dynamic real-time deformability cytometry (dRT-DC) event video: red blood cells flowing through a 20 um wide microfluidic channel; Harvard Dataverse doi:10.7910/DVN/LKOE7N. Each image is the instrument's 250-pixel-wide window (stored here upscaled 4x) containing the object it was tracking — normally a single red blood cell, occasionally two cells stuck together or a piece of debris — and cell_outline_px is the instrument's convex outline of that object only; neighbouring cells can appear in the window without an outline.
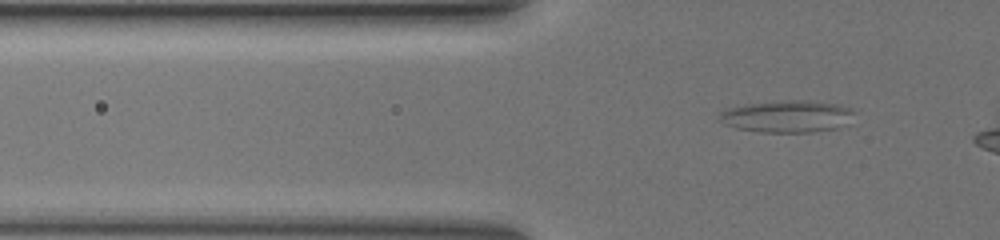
{"species": "common noctule bat (a hibernating species)", "species_latin": "Nyctalus noctula", "temperature_condition": "warm", "stored_images_in_passage": 39, "segment_of_instrument_passage": [1, 2], "camera_frame_rate_fps": 3000, "um_per_image_px": 0.085, "animal": {"sex": "female", "body_mass_g": 19.5, "forearm_length_mm": 54.1}, "frame": {"image": 1, "passage_image": 8, "time_ms": 2.333, "image_size_px": [1000, 240], "cell_outline_px": [[856, 112], [848, 124], [836, 128], [812, 132], [760, 132], [736, 128], [724, 124], [720, 120], [720, 112], [732, 108], [752, 104], [792, 100], [804, 100], [836, 104], [852, 108]], "centroid_in_image_um": [66.99, 9.91], "position_along_channel_um": 58.8, "area_um2": 24.85}}
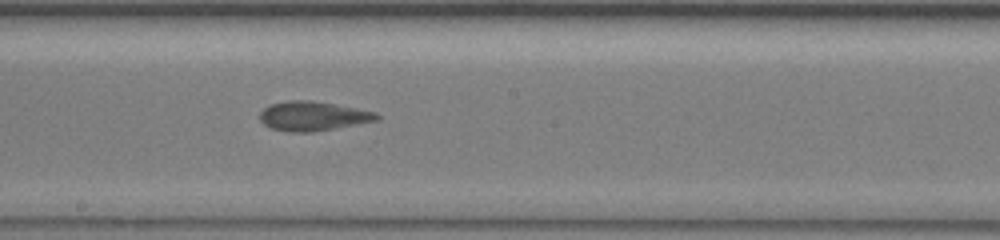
{"frame": {"image": 2, "passage_image": 22, "time_ms": 7.0, "image_size_px": [1000, 240], "cell_outline_px": [[380, 116], [376, 120], [336, 128], [312, 132], [288, 132], [272, 128], [264, 124], [260, 120], [260, 112], [264, 108], [272, 104], [288, 100], [308, 100], [332, 104], [376, 112]], "centroid_in_image_um": [26.56, 9.87], "position_along_channel_um": 221.6, "area_um2": 19.65}}
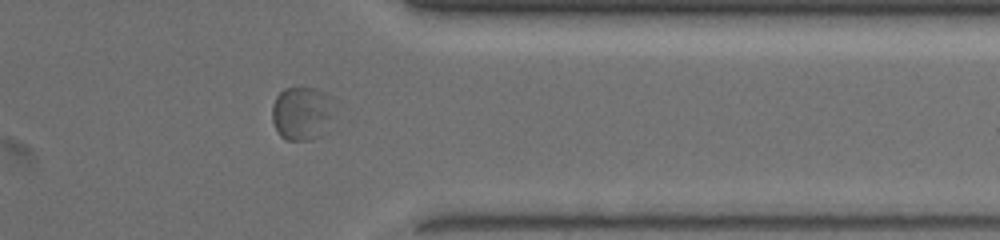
{"frame": {"image": 3, "passage_image": 35, "time_ms": 11.333, "image_size_px": [1000, 240], "cell_outline_px": [[328, 132], [312, 140], [284, 140], [280, 136], [272, 120], [272, 108], [276, 96], [284, 88], [316, 88], [324, 92], [328, 116]], "centroid_in_image_um": [25.54, 9.68], "position_along_channel_um": 385.9, "area_um2": 18.61}}